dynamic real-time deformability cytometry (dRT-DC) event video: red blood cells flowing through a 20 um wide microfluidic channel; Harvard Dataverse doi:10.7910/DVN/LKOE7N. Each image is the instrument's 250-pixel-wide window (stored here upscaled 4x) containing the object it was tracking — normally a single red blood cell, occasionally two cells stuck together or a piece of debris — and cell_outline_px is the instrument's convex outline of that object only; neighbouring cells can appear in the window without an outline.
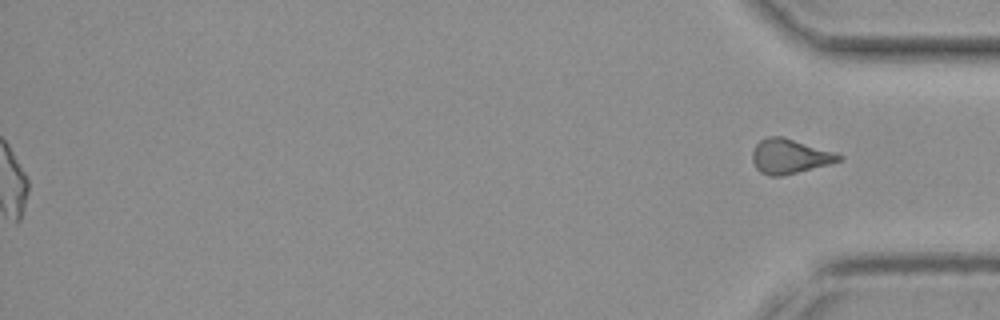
{"species": "common noctule bat (a hibernating species)", "species_latin": "Nyctalus noctula", "temperature_condition": "cold", "stored_images_in_passage": 46, "segment_of_instrument_passage": [2, 2], "camera_frame_rate_fps": 3000, "um_per_image_px": 0.085, "animal": {"sex": "female", "body_mass_g": 19.3, "forearm_length_mm": 54.1}, "frame": {"image": 1, "passage_image": 46, "time_ms": 15.0, "image_size_px": [1000, 320], "cell_outline_px": [[844, 160], [780, 176], [768, 176], [760, 172], [756, 168], [752, 160], [752, 152], [756, 144], [760, 140], [768, 136], [784, 136], [844, 156]], "centroid_in_image_um": [67.09, 13.28], "position_along_channel_um": 368.1, "area_um2": 17.28}}